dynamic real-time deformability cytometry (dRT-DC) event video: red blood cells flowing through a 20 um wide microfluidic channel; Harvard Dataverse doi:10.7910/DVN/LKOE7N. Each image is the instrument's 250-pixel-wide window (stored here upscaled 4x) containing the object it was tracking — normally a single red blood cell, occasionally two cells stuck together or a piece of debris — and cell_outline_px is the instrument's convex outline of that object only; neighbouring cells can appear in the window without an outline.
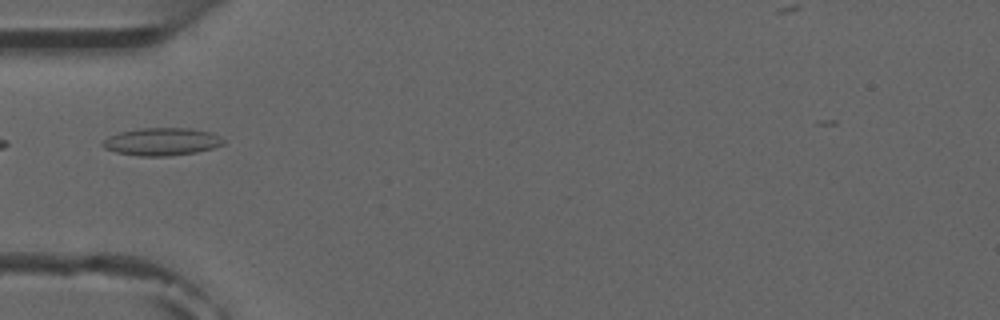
{"species": "common noctule bat (a hibernating species)", "species_latin": "Nyctalus noctula", "temperature_condition": "room temperature", "stored_images_in_passage": 5, "camera_frame_rate_fps": 3000, "um_per_image_px": 0.085, "animal": {"sex": "male", "forearm_length_mm": 52.5}, "frame": {"image": 1, "passage_image": 5, "time_ms": 4.333, "image_size_px": [1000, 320], "cell_outline_px": [[224, 144], [212, 148], [196, 152], [168, 156], [140, 156], [116, 152], [104, 148], [100, 144], [108, 136], [120, 132], [140, 128], [188, 128], [212, 132], [220, 136], [224, 140]], "centroid_in_image_um": [13.75, 12.04], "position_along_channel_um": 71.3, "area_um2": 19.48}}